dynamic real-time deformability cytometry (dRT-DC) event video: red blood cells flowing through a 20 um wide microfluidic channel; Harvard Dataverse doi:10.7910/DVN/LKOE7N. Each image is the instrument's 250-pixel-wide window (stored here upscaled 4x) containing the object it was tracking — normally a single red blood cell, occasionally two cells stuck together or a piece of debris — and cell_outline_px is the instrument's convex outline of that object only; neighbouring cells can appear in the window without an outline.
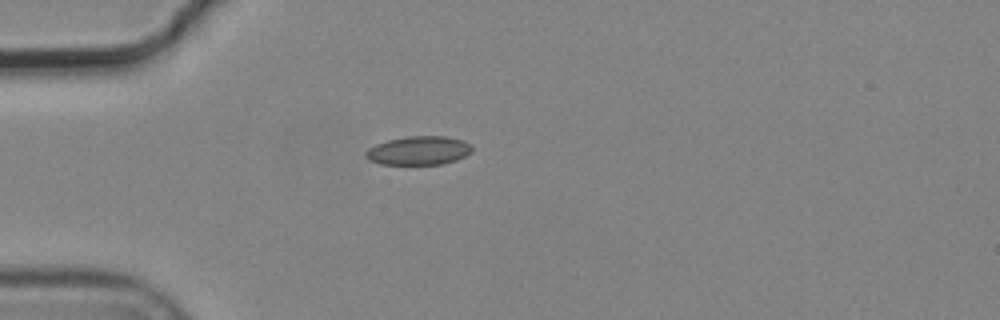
{"species": "common noctule bat (a hibernating species)", "species_latin": "Nyctalus noctula", "temperature_condition": "cold", "stored_images_in_passage": 2, "camera_frame_rate_fps": 3000, "um_per_image_px": 0.085, "animal": {"sex": "male", "body_mass_g": 19.2, "forearm_length_mm": 51.8}, "frame": {"image": 1, "passage_image": 1, "time_ms": 0.0, "image_size_px": [1000, 320], "cell_outline_px": [[472, 152], [456, 160], [444, 164], [380, 164], [368, 160], [364, 156], [364, 152], [368, 148], [376, 144], [388, 140], [408, 136], [444, 136], [464, 140], [472, 148]], "centroid_in_image_um": [35.56, 12.8], "position_along_channel_um": 49.4, "area_um2": 17.86}}